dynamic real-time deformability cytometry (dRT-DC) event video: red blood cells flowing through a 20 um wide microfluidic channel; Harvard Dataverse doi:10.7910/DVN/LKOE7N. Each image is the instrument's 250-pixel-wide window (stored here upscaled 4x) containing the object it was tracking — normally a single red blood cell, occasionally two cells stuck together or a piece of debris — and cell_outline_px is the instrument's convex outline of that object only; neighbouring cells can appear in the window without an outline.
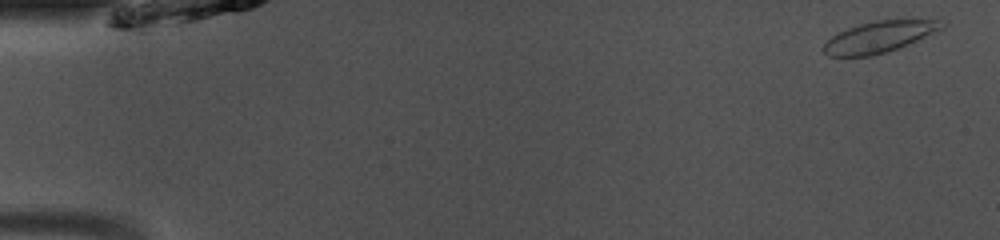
{"species": "common noctule bat (a hibernating species)", "species_latin": "Nyctalus noctula", "temperature_condition": "room temperature", "stored_images_in_passage": 49, "camera_frame_rate_fps": 3000, "um_per_image_px": 0.085, "animal": {"sex": "male", "body_mass_g": 13.0, "forearm_length_mm": 53.1}, "frame": {"image": 1, "passage_image": 2, "time_ms": 0.333, "image_size_px": [1000, 240], "cell_outline_px": [[948, 24], [944, 28], [908, 44], [872, 56], [828, 56], [820, 48], [832, 36], [848, 28], [860, 24], [876, 20], [936, 16], [948, 20]], "centroid_in_image_um": [74.92, 3.06], "position_along_channel_um": 10.1, "area_um2": 22.43}}
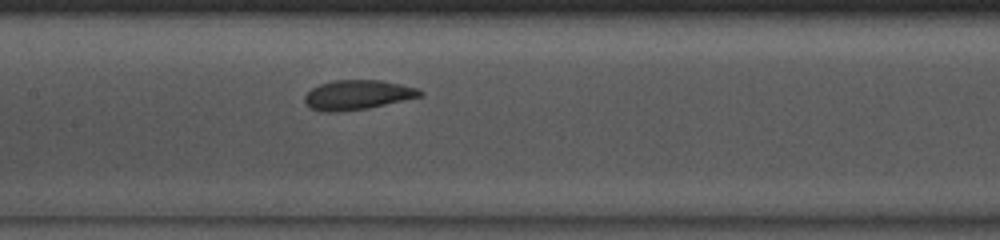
{"frame": {"image": 2, "passage_image": 24, "time_ms": 7.667, "image_size_px": [1000, 240], "cell_outline_px": [[424, 96], [368, 108], [336, 112], [320, 112], [312, 108], [304, 100], [304, 96], [312, 88], [320, 84], [336, 80], [380, 80], [420, 88], [424, 92]], "centroid_in_image_um": [30.44, 8.06], "position_along_channel_um": 177.0, "area_um2": 19.94}}
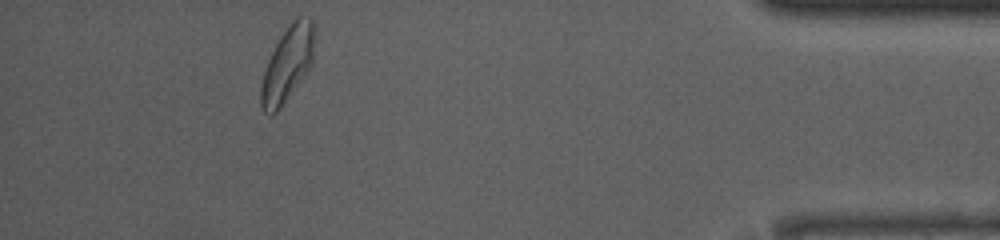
{"frame": {"image": 3, "passage_image": 45, "time_ms": 14.667, "image_size_px": [1000, 240], "cell_outline_px": [[316, 32], [312, 60], [308, 68], [280, 108], [276, 112], [264, 112], [260, 104], [260, 88], [264, 72], [268, 60], [280, 36], [288, 24], [296, 16], [300, 16], [312, 20], [316, 28]], "centroid_in_image_um": [24.44, 5.37], "position_along_channel_um": 410.8, "area_um2": 23.0}, "authors_computed_cell_mechanics": {"area_um2": 20.9236, "velocity_mm_per_s": 4.0712, "shape_relaxation_time_tau1_ms": 5.1455, "shape_relaxation_time_tau2_ms": 1.0545, "deformation_change_tau1": 0.1157, "deformation_change_tau2": 0.0548}}